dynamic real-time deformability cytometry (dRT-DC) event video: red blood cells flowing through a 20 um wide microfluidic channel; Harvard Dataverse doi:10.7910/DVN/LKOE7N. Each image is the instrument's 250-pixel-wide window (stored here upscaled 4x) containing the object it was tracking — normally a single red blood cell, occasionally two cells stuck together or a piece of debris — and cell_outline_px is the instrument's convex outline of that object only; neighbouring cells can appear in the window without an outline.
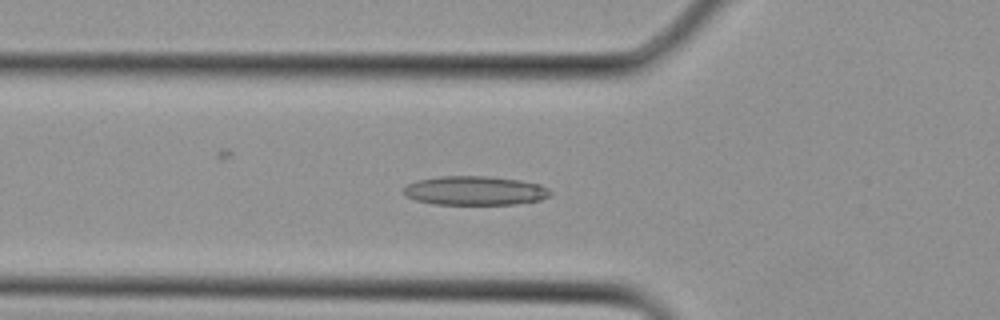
{"species": "Egyptian fruit bat (a non-hibernating species)", "species_latin": "Rousettus aegyptiacus", "temperature_condition": "cold", "stored_images_in_passage": 20, "camera_frame_rate_fps": 3000, "um_per_image_px": 0.085, "animal": {"sex": "female"}, "frame": {"image": 1, "passage_image": 10, "time_ms": 3.0, "image_size_px": [1000, 320], "cell_outline_px": [[552, 192], [548, 196], [540, 200], [516, 204], [432, 204], [416, 200], [408, 196], [404, 192], [404, 184], [416, 180], [440, 176], [488, 176], [520, 180], [540, 184], [548, 188]], "centroid_in_image_um": [40.36, 16.2], "position_along_channel_um": 85.4, "area_um2": 24.91}}
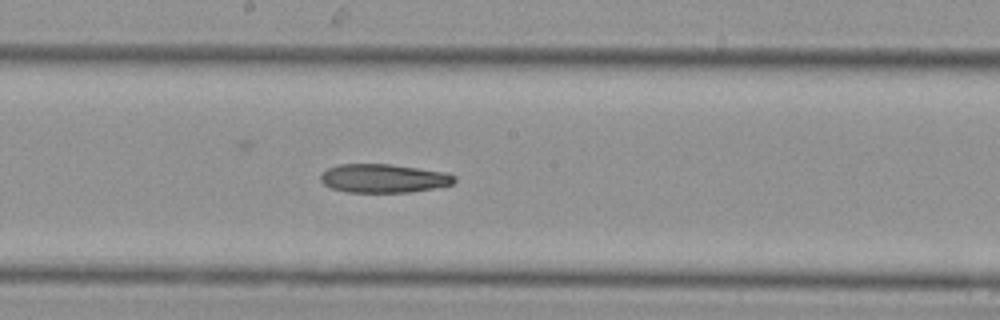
{"frame": {"image": 2, "passage_image": 16, "time_ms": 5.0, "image_size_px": [1000, 320], "cell_outline_px": [[456, 180], [452, 184], [412, 192], [348, 192], [332, 188], [324, 184], [320, 180], [320, 176], [328, 168], [340, 164], [392, 164], [448, 172], [456, 176]], "centroid_in_image_um": [32.64, 15.15], "position_along_channel_um": 215.6, "area_um2": 22.37}}
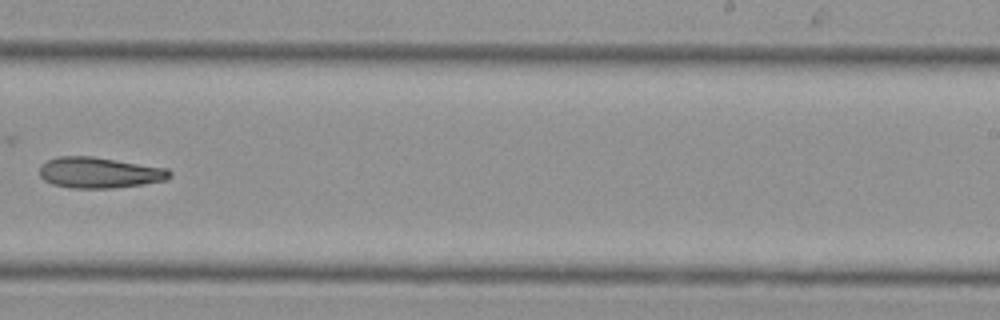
{"frame": {"image": 3, "passage_image": 19, "time_ms": 6.0, "image_size_px": [1000, 320], "cell_outline_px": [[172, 176], [168, 180], [144, 184], [112, 188], [72, 188], [52, 184], [44, 180], [40, 176], [40, 168], [48, 160], [60, 156], [92, 156], [168, 168], [172, 172]], "centroid_in_image_um": [8.5, 14.68], "position_along_channel_um": 280.5, "area_um2": 23.47}}